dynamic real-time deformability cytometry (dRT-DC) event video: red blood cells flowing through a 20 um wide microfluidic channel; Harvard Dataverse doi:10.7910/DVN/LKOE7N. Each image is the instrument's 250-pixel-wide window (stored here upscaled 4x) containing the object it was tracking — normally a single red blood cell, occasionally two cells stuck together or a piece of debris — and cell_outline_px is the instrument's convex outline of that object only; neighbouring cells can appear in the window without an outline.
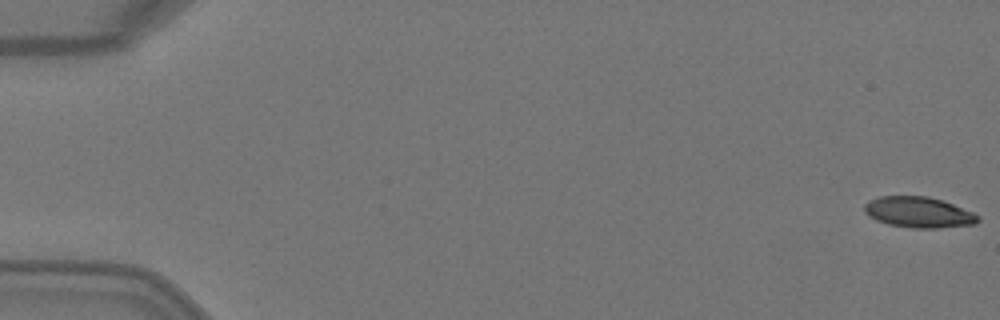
{"species": "Egyptian fruit bat (a non-hibernating species)", "species_latin": "Rousettus aegyptiacus", "temperature_condition": "warm", "stored_images_in_passage": 7, "camera_frame_rate_fps": 3000, "um_per_image_px": 0.085, "animal": {"sex": "female"}, "frame": {"image": 1, "passage_image": 1, "time_ms": 0.0, "image_size_px": [1000, 320], "cell_outline_px": [[980, 220], [976, 224], [936, 228], [912, 228], [888, 224], [876, 220], [868, 216], [864, 212], [864, 204], [868, 200], [880, 196], [928, 196], [944, 200], [972, 212], [980, 216]], "centroid_in_image_um": [78.07, 18.04], "position_along_channel_um": 6.9, "area_um2": 20.58}}